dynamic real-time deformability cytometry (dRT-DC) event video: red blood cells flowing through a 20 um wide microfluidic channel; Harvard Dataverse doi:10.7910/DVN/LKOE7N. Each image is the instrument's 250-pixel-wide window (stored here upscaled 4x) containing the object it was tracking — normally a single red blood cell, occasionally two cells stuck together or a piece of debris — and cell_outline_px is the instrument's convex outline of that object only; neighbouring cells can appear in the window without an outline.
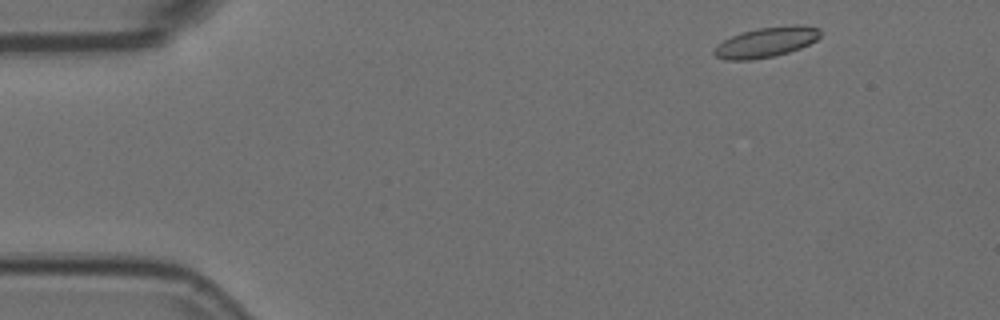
{"species": "Egyptian fruit bat (a non-hibernating species)", "species_latin": "Rousettus aegyptiacus", "temperature_condition": "room temperature", "stored_images_in_passage": 4, "camera_frame_rate_fps": 3000, "um_per_image_px": 0.085, "animal": {"sex": "female"}, "frame": {"image": 1, "passage_image": 1, "time_ms": 0.0, "image_size_px": [1000, 320], "cell_outline_px": [[820, 36], [816, 40], [800, 48], [788, 52], [772, 56], [752, 60], [724, 60], [716, 56], [712, 52], [716, 44], [740, 32], [756, 28], [792, 24], [804, 24], [820, 28]], "centroid_in_image_um": [65.12, 3.57], "position_along_channel_um": 19.9, "area_um2": 18.9}}